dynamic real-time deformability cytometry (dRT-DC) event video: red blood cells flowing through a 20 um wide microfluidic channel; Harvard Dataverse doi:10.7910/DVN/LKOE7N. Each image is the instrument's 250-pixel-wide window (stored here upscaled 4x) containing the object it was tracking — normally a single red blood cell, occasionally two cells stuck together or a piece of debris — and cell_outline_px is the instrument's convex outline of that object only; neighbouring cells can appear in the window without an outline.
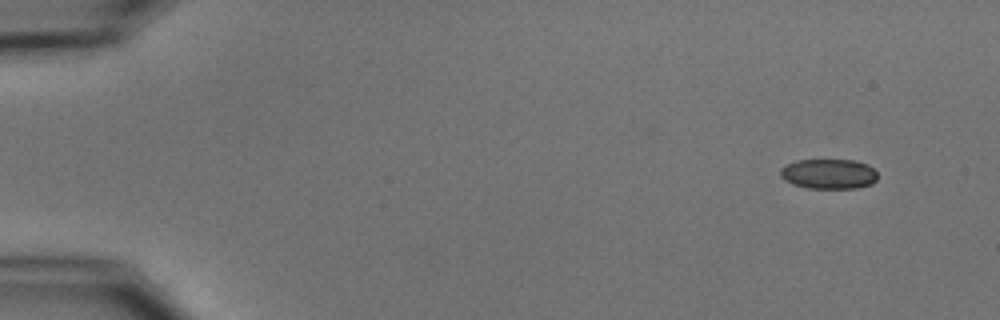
{"species": "common noctule bat (a hibernating species)", "species_latin": "Nyctalus noctula", "temperature_condition": "cold", "stored_images_in_passage": 7, "camera_frame_rate_fps": 3000, "um_per_image_px": 0.085, "animal": {"sex": "male", "body_mass_g": 15.6}, "frame": {"image": 1, "passage_image": 1, "time_ms": 0.0, "image_size_px": [1000, 320], "cell_outline_px": [[876, 180], [872, 184], [860, 188], [808, 188], [792, 184], [784, 180], [780, 176], [780, 168], [796, 160], [852, 160], [868, 164], [876, 172]], "centroid_in_image_um": [70.43, 14.79], "position_along_channel_um": 14.6, "area_um2": 17.05}}
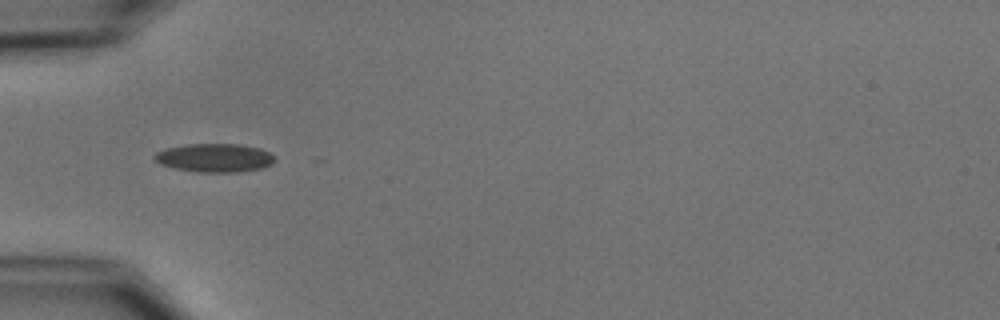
{"frame": {"image": 2, "passage_image": 5, "time_ms": 4.667, "image_size_px": [1000, 320], "cell_outline_px": [[276, 160], [272, 164], [260, 168], [236, 172], [196, 172], [176, 168], [160, 164], [152, 156], [156, 152], [164, 148], [188, 144], [236, 144], [260, 148], [268, 152]], "centroid_in_image_um": [18.21, 13.41], "position_along_channel_um": 66.8, "area_um2": 19.88}}